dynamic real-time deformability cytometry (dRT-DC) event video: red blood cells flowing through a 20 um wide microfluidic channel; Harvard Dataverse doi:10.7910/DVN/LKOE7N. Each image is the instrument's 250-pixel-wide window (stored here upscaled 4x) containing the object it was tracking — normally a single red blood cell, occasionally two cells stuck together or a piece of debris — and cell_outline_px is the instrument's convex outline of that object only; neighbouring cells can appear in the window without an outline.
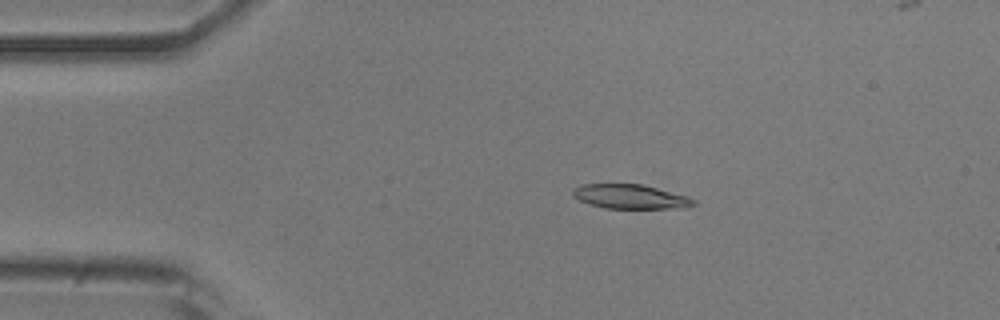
{"species": "common noctule bat (a hibernating species)", "species_latin": "Nyctalus noctula", "temperature_condition": "room temperature", "stored_images_in_passage": 53, "camera_frame_rate_fps": 3000, "um_per_image_px": 0.085, "animal": {"sex": "male", "body_mass_g": 20.5, "forearm_length_mm": 52.5}, "frame": {"image": 1, "passage_image": 10, "time_ms": 3.0, "image_size_px": [1000, 320], "cell_outline_px": [[696, 204], [688, 208], [604, 208], [588, 204], [572, 196], [572, 188], [580, 184], [640, 184], [688, 196], [696, 200]], "centroid_in_image_um": [53.57, 16.71], "position_along_channel_um": 31.4, "area_um2": 17.22}}
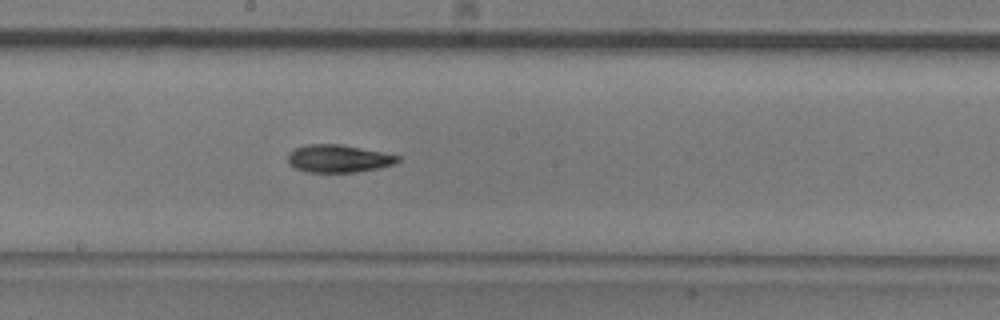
{"frame": {"image": 2, "passage_image": 28, "time_ms": 9.0, "image_size_px": [1000, 320], "cell_outline_px": [[400, 160], [396, 164], [356, 172], [308, 172], [296, 168], [288, 164], [288, 152], [296, 148], [308, 144], [340, 144], [400, 156]], "centroid_in_image_um": [28.74, 13.48], "position_along_channel_um": 219.5, "area_um2": 17.57}}
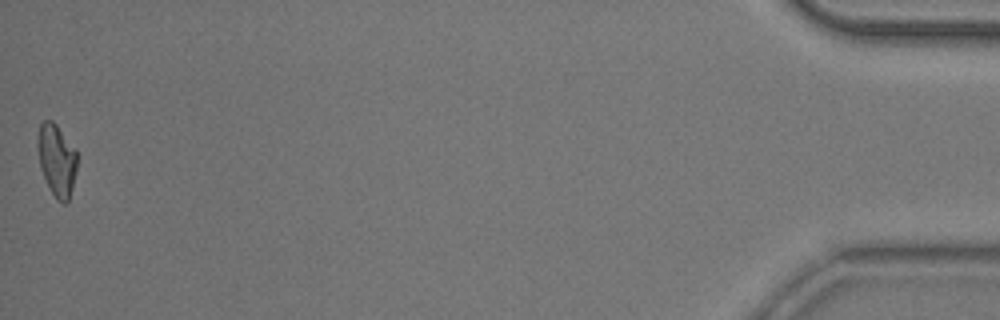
{"frame": {"image": 3, "passage_image": 52, "time_ms": 17.0, "image_size_px": [1000, 320], "cell_outline_px": [[76, 172], [72, 188], [68, 200], [64, 204], [56, 200], [40, 168], [36, 144], [40, 124], [44, 120], [52, 120], [56, 124], [76, 148]], "centroid_in_image_um": [4.81, 13.58], "position_along_channel_um": 430.4, "area_um2": 16.59}}